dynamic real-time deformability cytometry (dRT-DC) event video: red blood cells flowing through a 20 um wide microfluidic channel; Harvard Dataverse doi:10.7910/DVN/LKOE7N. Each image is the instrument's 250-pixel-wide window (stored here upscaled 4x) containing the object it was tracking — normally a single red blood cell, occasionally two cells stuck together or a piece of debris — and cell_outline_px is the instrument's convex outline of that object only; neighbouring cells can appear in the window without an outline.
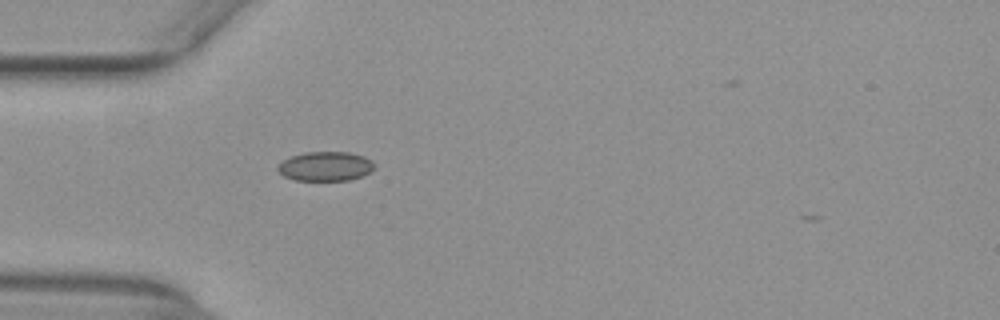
{"species": "common noctule bat (a hibernating species)", "species_latin": "Nyctalus noctula", "temperature_condition": "warm", "stored_images_in_passage": 36, "camera_frame_rate_fps": 3000, "um_per_image_px": 0.085, "animal": {"sex": "female", "body_mass_g": 29.2, "forearm_length_mm": 56.3}, "frame": {"image": 1, "passage_image": 4, "time_ms": 1.0, "image_size_px": [1000, 320], "cell_outline_px": [[376, 164], [368, 172], [360, 176], [348, 180], [296, 180], [284, 176], [276, 168], [284, 160], [292, 156], [304, 152], [348, 152], [364, 156], [372, 160]], "centroid_in_image_um": [27.67, 14.12], "position_along_channel_um": 57.3, "area_um2": 16.3}}
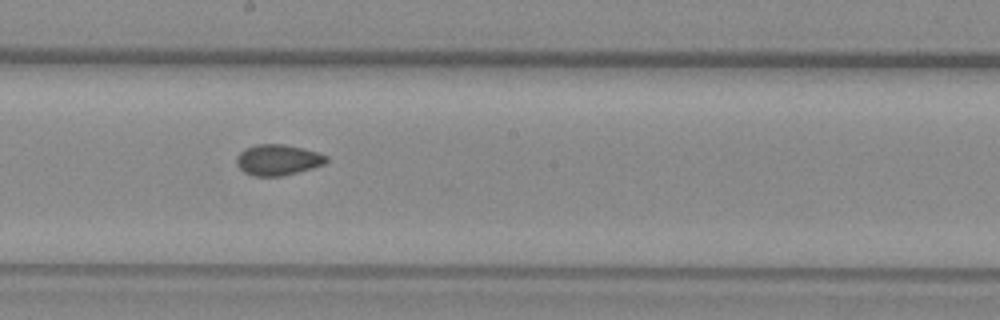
{"frame": {"image": 2, "passage_image": 17, "time_ms": 5.333, "image_size_px": [1000, 320], "cell_outline_px": [[328, 160], [324, 164], [312, 168], [280, 176], [252, 176], [244, 172], [236, 164], [236, 156], [244, 148], [256, 144], [284, 144], [304, 148], [328, 156]], "centroid_in_image_um": [23.59, 13.58], "position_along_channel_um": 224.6, "area_um2": 16.18}}
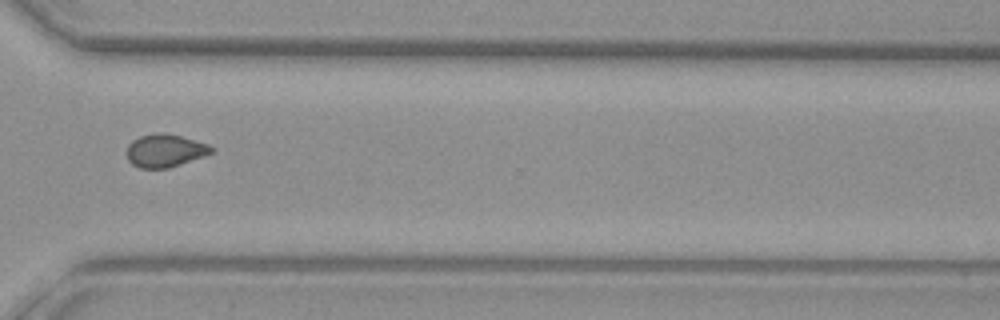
{"frame": {"image": 3, "passage_image": 27, "time_ms": 8.667, "image_size_px": [1000, 320], "cell_outline_px": [[216, 148], [212, 152], [180, 164], [168, 168], [140, 168], [132, 164], [128, 160], [128, 144], [132, 140], [140, 136], [156, 132], [164, 132], [180, 136], [208, 144]], "centroid_in_image_um": [14.01, 12.79], "position_along_channel_um": 356.6, "area_um2": 16.07}}